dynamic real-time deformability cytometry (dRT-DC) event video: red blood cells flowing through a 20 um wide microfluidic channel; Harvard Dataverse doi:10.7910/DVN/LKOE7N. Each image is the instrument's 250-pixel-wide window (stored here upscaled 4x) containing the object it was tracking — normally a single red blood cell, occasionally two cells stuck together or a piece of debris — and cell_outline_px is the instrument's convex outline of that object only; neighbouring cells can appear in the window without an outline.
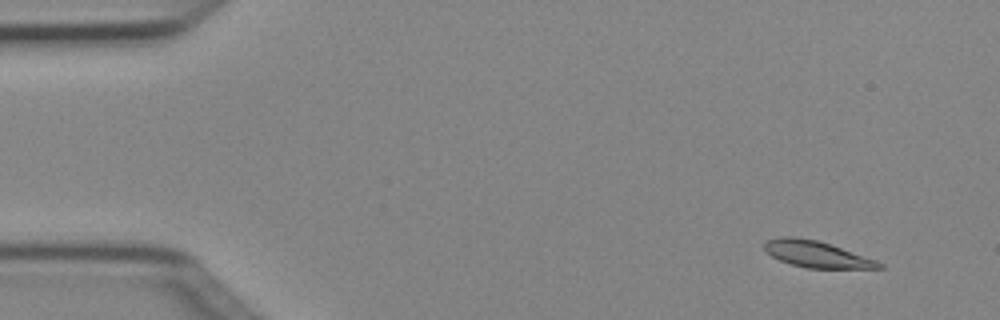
{"species": "Egyptian fruit bat (a non-hibernating species)", "species_latin": "Rousettus aegyptiacus", "temperature_condition": "cold", "stored_images_in_passage": 4, "segment_of_instrument_passage": [2, 2], "camera_frame_rate_fps": 3000, "um_per_image_px": 0.085, "animal": {"sex": "female"}, "frame": {"image": 1, "passage_image": 4, "time_ms": 1.0, "image_size_px": [1000, 320], "cell_outline_px": [[884, 268], [808, 268], [792, 264], [780, 260], [772, 256], [764, 248], [764, 240], [780, 236], [792, 236], [816, 240], [876, 260], [884, 264]], "centroid_in_image_um": [69.37, 21.6], "position_along_channel_um": 15.6, "area_um2": 17.34}}